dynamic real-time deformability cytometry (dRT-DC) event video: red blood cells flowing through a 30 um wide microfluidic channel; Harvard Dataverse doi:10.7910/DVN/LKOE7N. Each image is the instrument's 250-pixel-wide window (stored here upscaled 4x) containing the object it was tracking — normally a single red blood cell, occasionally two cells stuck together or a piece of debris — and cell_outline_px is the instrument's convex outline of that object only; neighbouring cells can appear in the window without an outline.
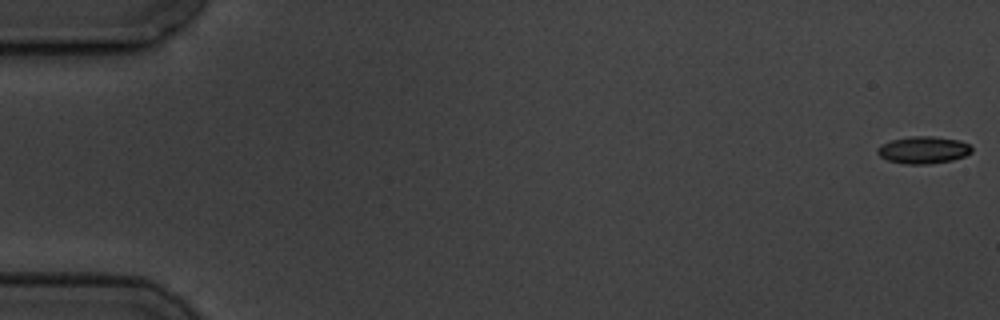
{"species": "common noctule bat (a hibernating species)", "species_latin": "Nyctalus noctula", "temperature_condition": "cold", "stored_images_in_passage": 6, "camera_frame_rate_fps": 3000, "um_per_image_px": 0.085, "animal": {"sex": "male", "body_mass_g": 19.5, "forearm_length_mm": 54.6}, "frame": {"image": 1, "passage_image": 1, "time_ms": 0.0, "image_size_px": [1000, 320], "cell_outline_px": [[972, 152], [964, 156], [952, 160], [928, 164], [904, 164], [888, 160], [880, 156], [876, 152], [876, 148], [880, 144], [892, 140], [908, 136], [932, 136], [960, 140], [968, 144], [972, 148]], "centroid_in_image_um": [78.46, 12.74], "position_along_channel_um": 6.5, "area_um2": 15.03}}
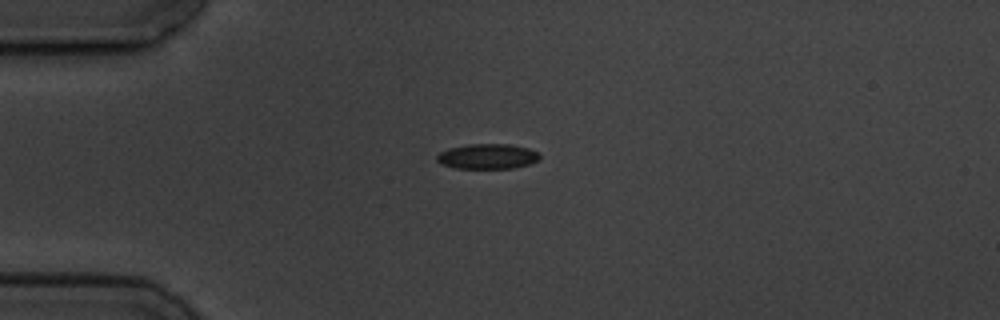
{"frame": {"image": 2, "passage_image": 5, "time_ms": 4.667, "image_size_px": [1000, 320], "cell_outline_px": [[540, 160], [528, 164], [512, 168], [452, 168], [440, 164], [436, 160], [436, 156], [440, 152], [448, 148], [468, 144], [512, 144], [528, 148], [540, 152]], "centroid_in_image_um": [41.43, 13.29], "position_along_channel_um": 43.6, "area_um2": 15.26}}